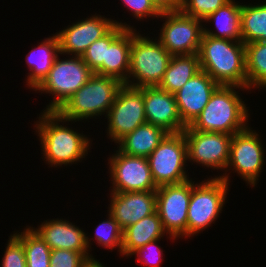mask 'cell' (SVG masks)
<instances>
[{"label":"cell","instance_id":"cell-1","mask_svg":"<svg viewBox=\"0 0 266 267\" xmlns=\"http://www.w3.org/2000/svg\"><path fill=\"white\" fill-rule=\"evenodd\" d=\"M200 70L218 85L247 88L245 44L203 34L199 52Z\"/></svg>","mask_w":266,"mask_h":267},{"label":"cell","instance_id":"cell-2","mask_svg":"<svg viewBox=\"0 0 266 267\" xmlns=\"http://www.w3.org/2000/svg\"><path fill=\"white\" fill-rule=\"evenodd\" d=\"M61 123L70 122L57 111H43L36 122V132L41 141L43 158L47 164L62 166L79 162L91 148L90 139ZM90 146V147H89Z\"/></svg>","mask_w":266,"mask_h":267},{"label":"cell","instance_id":"cell-3","mask_svg":"<svg viewBox=\"0 0 266 267\" xmlns=\"http://www.w3.org/2000/svg\"><path fill=\"white\" fill-rule=\"evenodd\" d=\"M234 89L248 90L238 86L219 85L205 108L189 126L194 130L230 135L245 130L248 127V107Z\"/></svg>","mask_w":266,"mask_h":267},{"label":"cell","instance_id":"cell-4","mask_svg":"<svg viewBox=\"0 0 266 267\" xmlns=\"http://www.w3.org/2000/svg\"><path fill=\"white\" fill-rule=\"evenodd\" d=\"M123 84L115 77L94 74L57 112L71 122L107 115Z\"/></svg>","mask_w":266,"mask_h":267},{"label":"cell","instance_id":"cell-5","mask_svg":"<svg viewBox=\"0 0 266 267\" xmlns=\"http://www.w3.org/2000/svg\"><path fill=\"white\" fill-rule=\"evenodd\" d=\"M228 175L223 173L200 184H194L191 179V198L187 211L188 237L207 229L219 217L229 190Z\"/></svg>","mask_w":266,"mask_h":267},{"label":"cell","instance_id":"cell-6","mask_svg":"<svg viewBox=\"0 0 266 267\" xmlns=\"http://www.w3.org/2000/svg\"><path fill=\"white\" fill-rule=\"evenodd\" d=\"M171 57L172 55L159 40L153 41L149 37L142 36L136 33V29L133 28L130 69L128 81L125 84L133 87L158 86L163 79Z\"/></svg>","mask_w":266,"mask_h":267},{"label":"cell","instance_id":"cell-7","mask_svg":"<svg viewBox=\"0 0 266 267\" xmlns=\"http://www.w3.org/2000/svg\"><path fill=\"white\" fill-rule=\"evenodd\" d=\"M59 58V56L56 58L46 78L35 89V91L55 96L45 111H57L94 75L81 56Z\"/></svg>","mask_w":266,"mask_h":267},{"label":"cell","instance_id":"cell-8","mask_svg":"<svg viewBox=\"0 0 266 267\" xmlns=\"http://www.w3.org/2000/svg\"><path fill=\"white\" fill-rule=\"evenodd\" d=\"M147 159L157 186L189 180L185 170L188 155L183 132L168 133Z\"/></svg>","mask_w":266,"mask_h":267},{"label":"cell","instance_id":"cell-9","mask_svg":"<svg viewBox=\"0 0 266 267\" xmlns=\"http://www.w3.org/2000/svg\"><path fill=\"white\" fill-rule=\"evenodd\" d=\"M105 117L108 120L107 135L115 143L146 123L143 87L123 84Z\"/></svg>","mask_w":266,"mask_h":267},{"label":"cell","instance_id":"cell-10","mask_svg":"<svg viewBox=\"0 0 266 267\" xmlns=\"http://www.w3.org/2000/svg\"><path fill=\"white\" fill-rule=\"evenodd\" d=\"M191 198V179L158 186L156 211L169 238H187V211Z\"/></svg>","mask_w":266,"mask_h":267},{"label":"cell","instance_id":"cell-11","mask_svg":"<svg viewBox=\"0 0 266 267\" xmlns=\"http://www.w3.org/2000/svg\"><path fill=\"white\" fill-rule=\"evenodd\" d=\"M159 18L165 22L158 40L171 55L198 54L203 36L202 20L181 11L164 12Z\"/></svg>","mask_w":266,"mask_h":267},{"label":"cell","instance_id":"cell-12","mask_svg":"<svg viewBox=\"0 0 266 267\" xmlns=\"http://www.w3.org/2000/svg\"><path fill=\"white\" fill-rule=\"evenodd\" d=\"M182 132L187 144L188 161L214 170L226 169L233 135L194 130L189 125Z\"/></svg>","mask_w":266,"mask_h":267},{"label":"cell","instance_id":"cell-13","mask_svg":"<svg viewBox=\"0 0 266 267\" xmlns=\"http://www.w3.org/2000/svg\"><path fill=\"white\" fill-rule=\"evenodd\" d=\"M109 158L110 178L112 189L110 192L156 191L149 167L148 159L139 156L126 155L119 150Z\"/></svg>","mask_w":266,"mask_h":267},{"label":"cell","instance_id":"cell-14","mask_svg":"<svg viewBox=\"0 0 266 267\" xmlns=\"http://www.w3.org/2000/svg\"><path fill=\"white\" fill-rule=\"evenodd\" d=\"M259 134L248 126L232 136L230 156L226 171L230 168L253 187L258 181L264 163V149ZM264 163V164H263ZM232 166V167H231ZM229 168V169H227Z\"/></svg>","mask_w":266,"mask_h":267},{"label":"cell","instance_id":"cell-15","mask_svg":"<svg viewBox=\"0 0 266 267\" xmlns=\"http://www.w3.org/2000/svg\"><path fill=\"white\" fill-rule=\"evenodd\" d=\"M115 25L133 29L127 23H119L98 14L68 25L55 33L59 41L60 54L82 56L94 41L106 35Z\"/></svg>","mask_w":266,"mask_h":267},{"label":"cell","instance_id":"cell-16","mask_svg":"<svg viewBox=\"0 0 266 267\" xmlns=\"http://www.w3.org/2000/svg\"><path fill=\"white\" fill-rule=\"evenodd\" d=\"M218 86L205 71L200 70L174 93L180 118L186 126L202 112Z\"/></svg>","mask_w":266,"mask_h":267},{"label":"cell","instance_id":"cell-17","mask_svg":"<svg viewBox=\"0 0 266 267\" xmlns=\"http://www.w3.org/2000/svg\"><path fill=\"white\" fill-rule=\"evenodd\" d=\"M143 99L148 123L159 126L168 133H179L187 127L180 118L174 94L158 86H144Z\"/></svg>","mask_w":266,"mask_h":267},{"label":"cell","instance_id":"cell-18","mask_svg":"<svg viewBox=\"0 0 266 267\" xmlns=\"http://www.w3.org/2000/svg\"><path fill=\"white\" fill-rule=\"evenodd\" d=\"M108 213L124 230L156 212V191L110 193Z\"/></svg>","mask_w":266,"mask_h":267},{"label":"cell","instance_id":"cell-19","mask_svg":"<svg viewBox=\"0 0 266 267\" xmlns=\"http://www.w3.org/2000/svg\"><path fill=\"white\" fill-rule=\"evenodd\" d=\"M132 45V29L115 25L106 34V61L94 73L128 81L130 69V49Z\"/></svg>","mask_w":266,"mask_h":267},{"label":"cell","instance_id":"cell-20","mask_svg":"<svg viewBox=\"0 0 266 267\" xmlns=\"http://www.w3.org/2000/svg\"><path fill=\"white\" fill-rule=\"evenodd\" d=\"M48 244L51 250L65 249L85 254L89 259L93 258L88 252L91 241L82 229L72 222L63 219H52L43 222L40 227L34 229ZM90 254V255H89Z\"/></svg>","mask_w":266,"mask_h":267},{"label":"cell","instance_id":"cell-21","mask_svg":"<svg viewBox=\"0 0 266 267\" xmlns=\"http://www.w3.org/2000/svg\"><path fill=\"white\" fill-rule=\"evenodd\" d=\"M59 54V41L56 34H53L26 55V62L30 71L26 80L29 88L35 90L42 83Z\"/></svg>","mask_w":266,"mask_h":267},{"label":"cell","instance_id":"cell-22","mask_svg":"<svg viewBox=\"0 0 266 267\" xmlns=\"http://www.w3.org/2000/svg\"><path fill=\"white\" fill-rule=\"evenodd\" d=\"M167 134L165 129L146 122L120 139L118 150L126 155L147 158Z\"/></svg>","mask_w":266,"mask_h":267},{"label":"cell","instance_id":"cell-23","mask_svg":"<svg viewBox=\"0 0 266 267\" xmlns=\"http://www.w3.org/2000/svg\"><path fill=\"white\" fill-rule=\"evenodd\" d=\"M167 234L157 211L123 230L122 256H131L148 242L161 239Z\"/></svg>","mask_w":266,"mask_h":267},{"label":"cell","instance_id":"cell-24","mask_svg":"<svg viewBox=\"0 0 266 267\" xmlns=\"http://www.w3.org/2000/svg\"><path fill=\"white\" fill-rule=\"evenodd\" d=\"M230 0L224 6L218 8L215 12L207 16L203 22H215L216 31L203 28V34L215 38L230 39L233 41H241V7L242 4Z\"/></svg>","mask_w":266,"mask_h":267},{"label":"cell","instance_id":"cell-25","mask_svg":"<svg viewBox=\"0 0 266 267\" xmlns=\"http://www.w3.org/2000/svg\"><path fill=\"white\" fill-rule=\"evenodd\" d=\"M200 71L198 54L172 55L167 70L158 87L174 94Z\"/></svg>","mask_w":266,"mask_h":267},{"label":"cell","instance_id":"cell-26","mask_svg":"<svg viewBox=\"0 0 266 267\" xmlns=\"http://www.w3.org/2000/svg\"><path fill=\"white\" fill-rule=\"evenodd\" d=\"M240 24L244 44L266 41V3L242 5Z\"/></svg>","mask_w":266,"mask_h":267},{"label":"cell","instance_id":"cell-27","mask_svg":"<svg viewBox=\"0 0 266 267\" xmlns=\"http://www.w3.org/2000/svg\"><path fill=\"white\" fill-rule=\"evenodd\" d=\"M245 61L247 88H266V41L245 44Z\"/></svg>","mask_w":266,"mask_h":267},{"label":"cell","instance_id":"cell-28","mask_svg":"<svg viewBox=\"0 0 266 267\" xmlns=\"http://www.w3.org/2000/svg\"><path fill=\"white\" fill-rule=\"evenodd\" d=\"M33 228L14 233L23 243L27 267H49L51 249Z\"/></svg>","mask_w":266,"mask_h":267},{"label":"cell","instance_id":"cell-29","mask_svg":"<svg viewBox=\"0 0 266 267\" xmlns=\"http://www.w3.org/2000/svg\"><path fill=\"white\" fill-rule=\"evenodd\" d=\"M106 221L99 223L96 233L94 234L98 246L114 249L117 247L121 254L123 243V230L120 228L118 222L110 215Z\"/></svg>","mask_w":266,"mask_h":267},{"label":"cell","instance_id":"cell-30","mask_svg":"<svg viewBox=\"0 0 266 267\" xmlns=\"http://www.w3.org/2000/svg\"><path fill=\"white\" fill-rule=\"evenodd\" d=\"M230 0H182L181 12L196 19L204 20Z\"/></svg>","mask_w":266,"mask_h":267},{"label":"cell","instance_id":"cell-31","mask_svg":"<svg viewBox=\"0 0 266 267\" xmlns=\"http://www.w3.org/2000/svg\"><path fill=\"white\" fill-rule=\"evenodd\" d=\"M89 258L76 251L54 249L50 253L49 267H84Z\"/></svg>","mask_w":266,"mask_h":267},{"label":"cell","instance_id":"cell-32","mask_svg":"<svg viewBox=\"0 0 266 267\" xmlns=\"http://www.w3.org/2000/svg\"><path fill=\"white\" fill-rule=\"evenodd\" d=\"M0 267H27L23 243L10 235Z\"/></svg>","mask_w":266,"mask_h":267},{"label":"cell","instance_id":"cell-33","mask_svg":"<svg viewBox=\"0 0 266 267\" xmlns=\"http://www.w3.org/2000/svg\"><path fill=\"white\" fill-rule=\"evenodd\" d=\"M83 61L95 73L106 61V35L94 41L82 54Z\"/></svg>","mask_w":266,"mask_h":267},{"label":"cell","instance_id":"cell-34","mask_svg":"<svg viewBox=\"0 0 266 267\" xmlns=\"http://www.w3.org/2000/svg\"><path fill=\"white\" fill-rule=\"evenodd\" d=\"M160 239L148 242L144 246L135 250L131 255H137L138 261L148 265L150 267H160L161 261H163L162 255L163 250L157 246V242Z\"/></svg>","mask_w":266,"mask_h":267},{"label":"cell","instance_id":"cell-35","mask_svg":"<svg viewBox=\"0 0 266 267\" xmlns=\"http://www.w3.org/2000/svg\"><path fill=\"white\" fill-rule=\"evenodd\" d=\"M124 2L127 9L134 14V18L142 19L147 17H157L161 12L155 7L151 0H121Z\"/></svg>","mask_w":266,"mask_h":267},{"label":"cell","instance_id":"cell-36","mask_svg":"<svg viewBox=\"0 0 266 267\" xmlns=\"http://www.w3.org/2000/svg\"><path fill=\"white\" fill-rule=\"evenodd\" d=\"M161 12H179L182 8V0H151Z\"/></svg>","mask_w":266,"mask_h":267},{"label":"cell","instance_id":"cell-37","mask_svg":"<svg viewBox=\"0 0 266 267\" xmlns=\"http://www.w3.org/2000/svg\"><path fill=\"white\" fill-rule=\"evenodd\" d=\"M84 267H106L104 266L102 263H100L99 261H97L94 257L89 259Z\"/></svg>","mask_w":266,"mask_h":267}]
</instances>
